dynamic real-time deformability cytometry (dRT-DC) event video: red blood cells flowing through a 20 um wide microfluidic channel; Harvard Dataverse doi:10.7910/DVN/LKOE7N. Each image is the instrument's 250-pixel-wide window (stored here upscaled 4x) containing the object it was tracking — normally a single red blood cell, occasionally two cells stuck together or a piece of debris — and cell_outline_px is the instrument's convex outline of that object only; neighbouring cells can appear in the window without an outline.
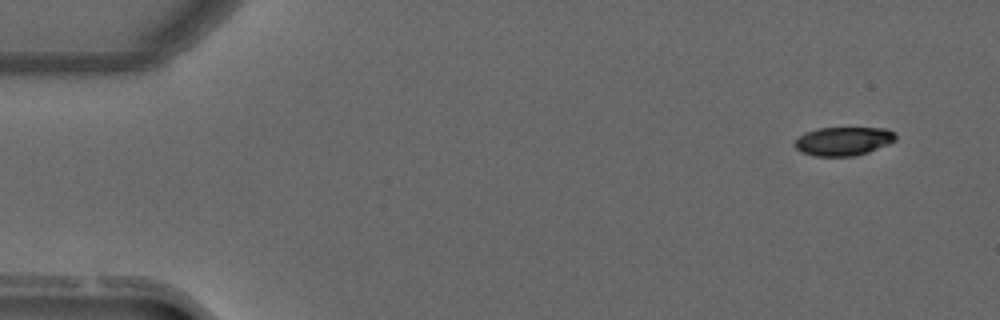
{"species": "common noctule bat (a hibernating species)", "species_latin": "Nyctalus noctula", "temperature_condition": "warm", "stored_images_in_passage": 5, "camera_frame_rate_fps": 3000, "um_per_image_px": 0.085, "animal": {"sex": "male", "forearm_length_mm": 52.5}, "frame": {"image": 1, "passage_image": 1, "time_ms": 0.0, "image_size_px": [1000, 320], "cell_outline_px": [[896, 140], [888, 144], [868, 152], [856, 156], [816, 156], [800, 152], [792, 144], [804, 132], [820, 128], [888, 128], [896, 136]], "centroid_in_image_um": [71.67, 12.0], "position_along_channel_um": 13.3, "area_um2": 16.88}}
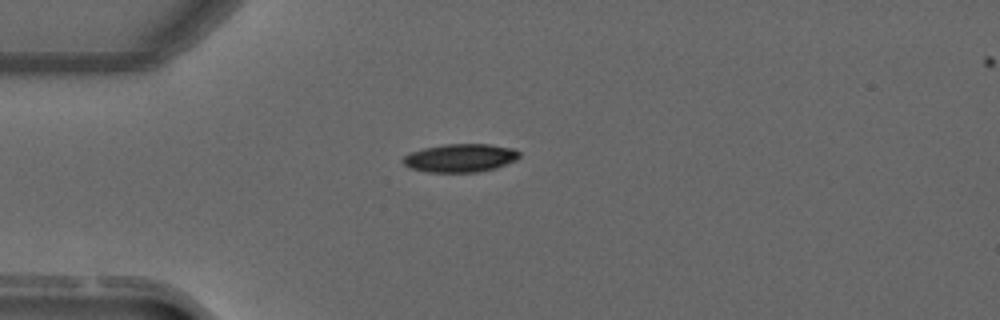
{"frame": {"image": 2, "passage_image": 4, "time_ms": 1.0, "image_size_px": [1000, 320], "cell_outline_px": [[520, 156], [516, 160], [496, 168], [476, 172], [428, 172], [412, 168], [404, 164], [400, 160], [404, 156], [412, 152], [424, 148], [444, 144], [488, 144], [512, 148], [520, 152]], "centroid_in_image_um": [39.13, 13.42], "position_along_channel_um": 45.9, "area_um2": 19.07}}